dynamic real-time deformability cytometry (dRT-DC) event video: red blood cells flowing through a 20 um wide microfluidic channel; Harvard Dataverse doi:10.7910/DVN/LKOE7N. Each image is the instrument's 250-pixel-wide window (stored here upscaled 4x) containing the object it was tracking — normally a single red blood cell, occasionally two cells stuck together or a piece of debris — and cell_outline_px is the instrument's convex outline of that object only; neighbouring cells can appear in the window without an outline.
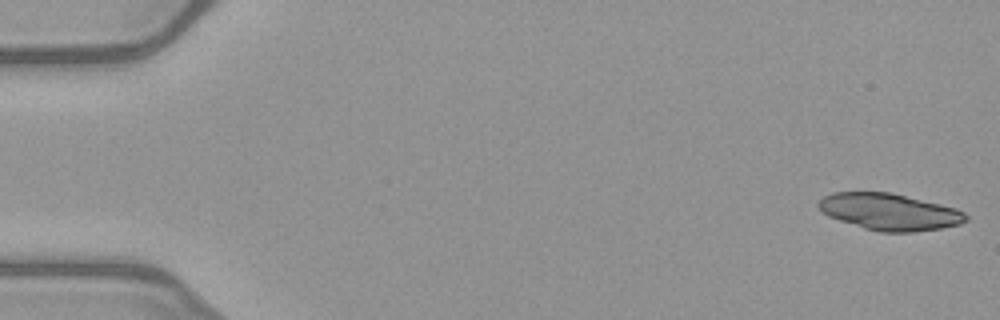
{"species": "common noctule bat (a hibernating species)", "species_latin": "Nyctalus noctula", "temperature_condition": "warm", "stored_images_in_passage": 51, "camera_frame_rate_fps": 3000, "um_per_image_px": 0.085, "animal": {"sex": "female", "body_mass_g": 21.9}, "frame": {"image": 1, "passage_image": 1, "time_ms": 0.0, "image_size_px": [1000, 320], "cell_outline_px": [[968, 220], [960, 224], [940, 228], [912, 232], [880, 232], [864, 228], [828, 216], [816, 204], [824, 196], [832, 192], [892, 192], [956, 208], [964, 212], [968, 216]], "centroid_in_image_um": [75.62, 18.0], "position_along_channel_um": 9.4, "area_um2": 31.39}}
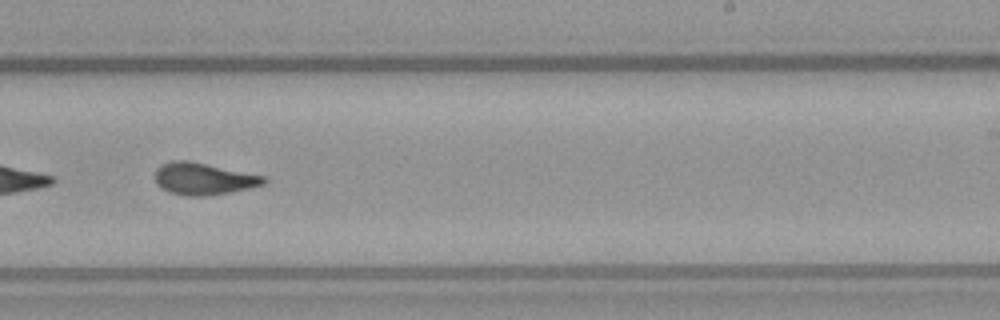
{"frame": {"image": 2, "passage_image": 32, "time_ms": 10.333, "image_size_px": [1000, 320], "cell_outline_px": [[268, 180], [264, 184], [248, 188], [228, 192], [204, 196], [188, 196], [168, 192], [160, 188], [156, 184], [156, 168], [160, 164], [172, 160], [188, 160], [264, 176]], "centroid_in_image_um": [17.24, 15.19], "position_along_channel_um": 271.8, "area_um2": 20.17}}
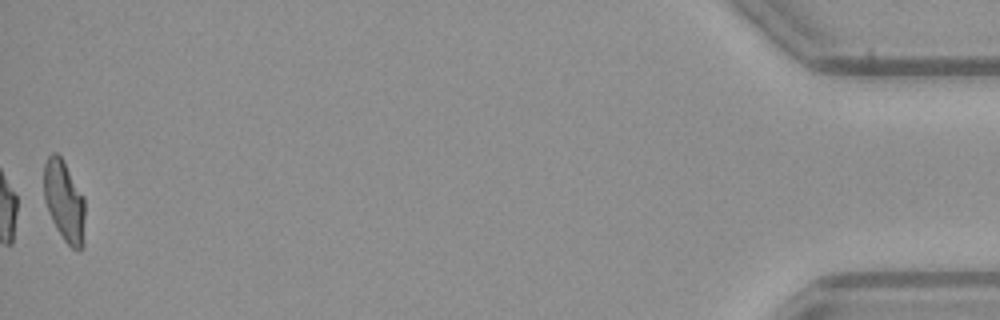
{"frame": {"image": 3, "passage_image": 51, "time_ms": 16.667, "image_size_px": [1000, 320], "cell_outline_px": [[84, 248], [80, 252], [72, 248], [64, 240], [56, 228], [52, 220], [44, 200], [44, 164], [48, 156], [52, 152], [56, 152], [60, 156], [84, 196]], "centroid_in_image_um": [5.47, 17.14], "position_along_channel_um": 429.7, "area_um2": 19.48}, "authors_computed_cell_mechanics": {"area_um2": 20.3456, "velocity_mm_per_s": 4.0511, "shape_relaxation_time_tau1_ms": 4.8525, "shape_relaxation_time_tau2_ms": 1.3668, "deformation_change_tau1": 0.1969, "deformation_change_tau2": 0.0895}}